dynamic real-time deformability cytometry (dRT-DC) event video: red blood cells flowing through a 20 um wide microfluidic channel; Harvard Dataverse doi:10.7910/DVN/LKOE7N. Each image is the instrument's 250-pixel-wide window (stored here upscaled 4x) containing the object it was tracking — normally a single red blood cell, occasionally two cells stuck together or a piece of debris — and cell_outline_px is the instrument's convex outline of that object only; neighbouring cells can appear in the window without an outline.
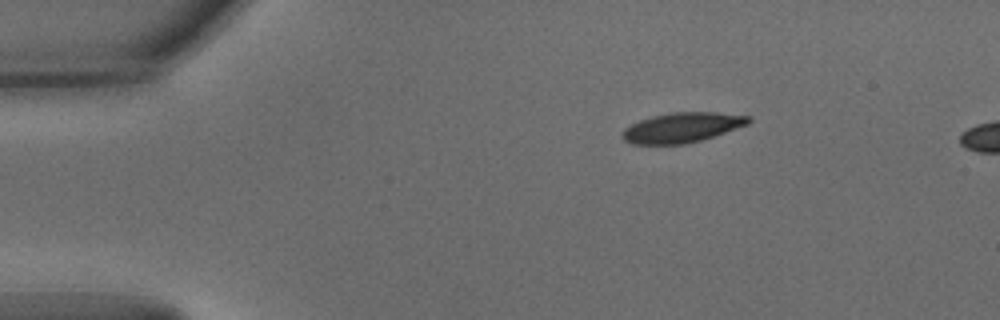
{"species": "common noctule bat (a hibernating species)", "species_latin": "Nyctalus noctula", "temperature_condition": "warm", "stored_images_in_passage": 39, "camera_frame_rate_fps": 3000, "um_per_image_px": 0.085, "animal": {"sex": "male", "body_mass_g": 15.6}, "frame": {"image": 1, "passage_image": 1, "time_ms": 0.0, "image_size_px": [1000, 320], "cell_outline_px": [[752, 120], [748, 124], [700, 140], [684, 144], [632, 144], [624, 140], [620, 136], [624, 128], [640, 120], [652, 116], [672, 112], [716, 112], [752, 116]], "centroid_in_image_um": [57.96, 10.83], "position_along_channel_um": 27.0, "area_um2": 21.91}}
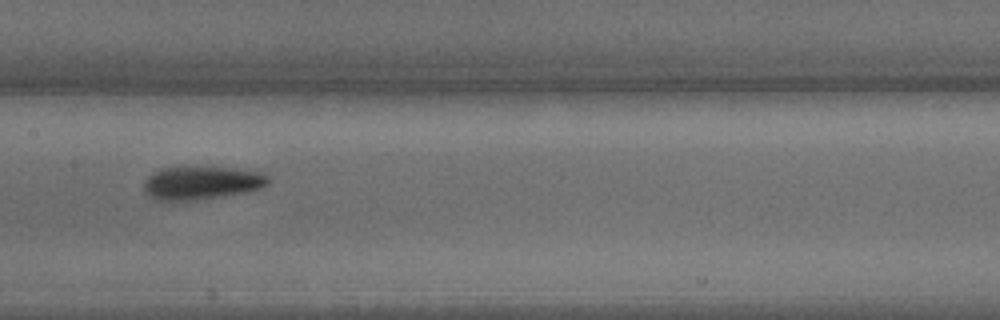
{"frame": {"image": 2, "passage_image": 19, "time_ms": 6.0, "image_size_px": [1000, 320], "cell_outline_px": [[268, 184], [260, 188], [248, 192], [224, 196], [196, 200], [156, 200], [148, 196], [144, 192], [144, 184], [148, 176], [164, 168], [180, 164], [232, 168], [264, 172], [268, 176]], "centroid_in_image_um": [17.14, 15.51], "position_along_channel_um": 190.3, "area_um2": 24.8}}
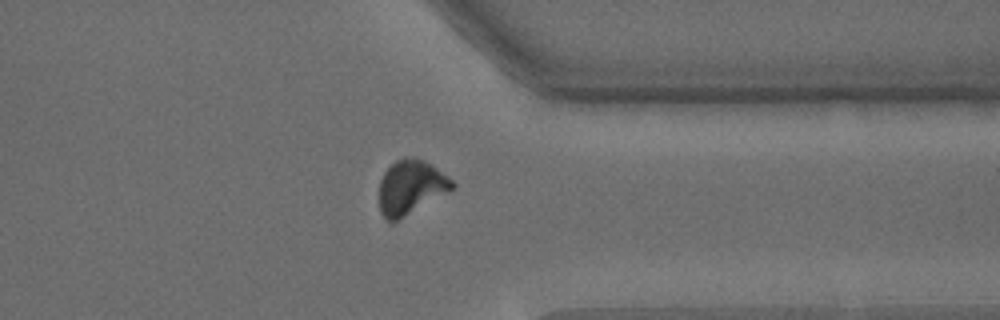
{"frame": {"image": 3, "passage_image": 34, "time_ms": 11.0, "image_size_px": [1000, 320], "cell_outline_px": [[456, 188], [392, 224], [384, 220], [380, 212], [380, 180], [384, 172], [396, 160], [404, 156], [424, 160], [432, 164], [452, 180], [456, 184]], "centroid_in_image_um": [34.92, 15.94], "position_along_channel_um": 376.5, "area_um2": 23.41}, "authors_computed_cell_mechanics": {"area_um2": 23.5246, "velocity_mm_per_s": 3.809, "shape_relaxation_time_tau1_ms": 3.8779, "shape_relaxation_time_tau2_ms": 3.1099, "deformation_change_tau1": 0.1567, "deformation_change_tau2": 0.0999}}